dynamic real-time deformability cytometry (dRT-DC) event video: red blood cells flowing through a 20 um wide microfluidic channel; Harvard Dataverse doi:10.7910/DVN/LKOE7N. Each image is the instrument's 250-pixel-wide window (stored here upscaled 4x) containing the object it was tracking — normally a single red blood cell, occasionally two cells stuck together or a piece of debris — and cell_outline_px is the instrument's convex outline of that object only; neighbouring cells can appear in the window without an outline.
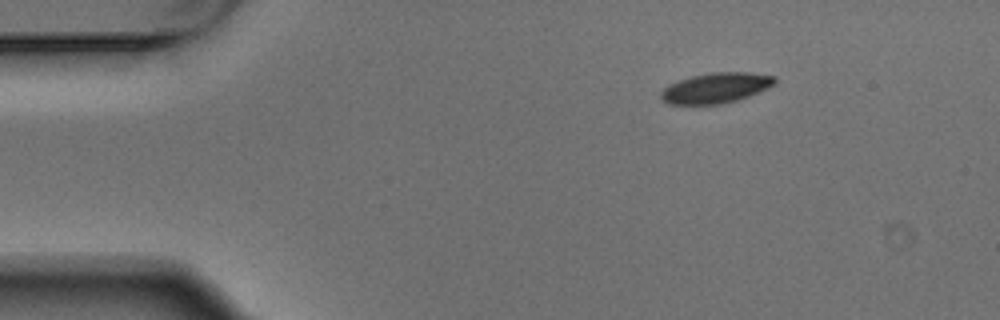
{"species": "Egyptian fruit bat (a non-hibernating species)", "species_latin": "Rousettus aegyptiacus", "temperature_condition": "warm", "stored_images_in_passage": 5, "camera_frame_rate_fps": 3000, "um_per_image_px": 0.085, "animal": {"sex": "male"}, "frame": {"image": 1, "passage_image": 5, "time_ms": 1.333, "image_size_px": [1000, 320], "cell_outline_px": [[776, 84], [768, 88], [748, 96], [736, 100], [720, 104], [668, 104], [660, 96], [660, 92], [668, 84], [676, 80], [708, 72], [748, 72], [776, 76]], "centroid_in_image_um": [60.84, 7.46], "position_along_channel_um": 24.2, "area_um2": 20.23}}